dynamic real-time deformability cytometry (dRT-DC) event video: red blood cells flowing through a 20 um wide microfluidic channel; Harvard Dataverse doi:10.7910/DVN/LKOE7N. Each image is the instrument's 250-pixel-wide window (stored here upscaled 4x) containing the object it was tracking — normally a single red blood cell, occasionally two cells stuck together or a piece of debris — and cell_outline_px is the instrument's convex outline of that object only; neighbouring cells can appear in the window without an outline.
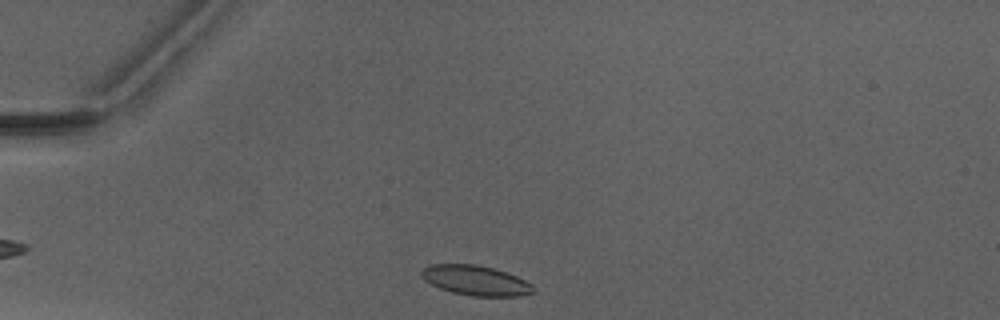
{"species": "Egyptian fruit bat (a non-hibernating species)", "species_latin": "Rousettus aegyptiacus", "temperature_condition": "warm", "stored_images_in_passage": 30, "camera_frame_rate_fps": 3000, "um_per_image_px": 0.085, "animal": {"sex": "male"}, "frame": {"image": 1, "passage_image": 1, "time_ms": 0.0, "image_size_px": [1000, 320], "cell_outline_px": [[536, 288], [532, 292], [516, 296], [472, 296], [452, 292], [440, 288], [424, 280], [420, 276], [420, 272], [424, 268], [432, 264], [476, 264], [492, 268], [516, 276], [532, 284]], "centroid_in_image_um": [40.4, 23.83], "position_along_channel_um": 44.6, "area_um2": 19.31}}
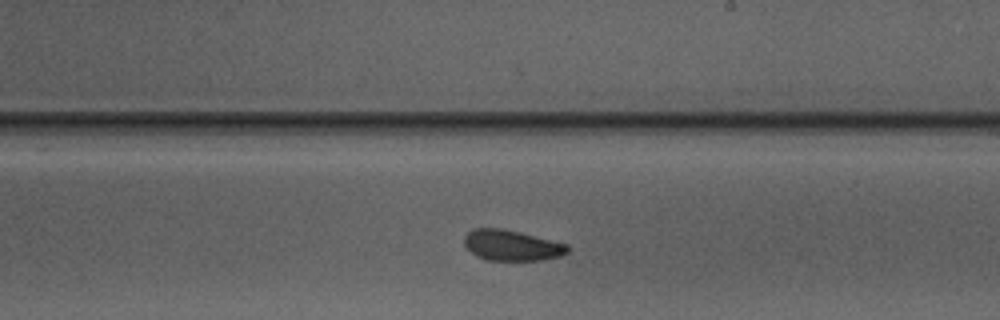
{"frame": {"image": 2, "passage_image": 18, "time_ms": 5.667, "image_size_px": [1000, 320], "cell_outline_px": [[572, 248], [568, 252], [560, 256], [540, 260], [488, 260], [476, 256], [464, 244], [464, 236], [472, 228], [504, 228], [568, 244]], "centroid_in_image_um": [43.51, 20.84], "position_along_channel_um": 245.5, "area_um2": 18.55}}
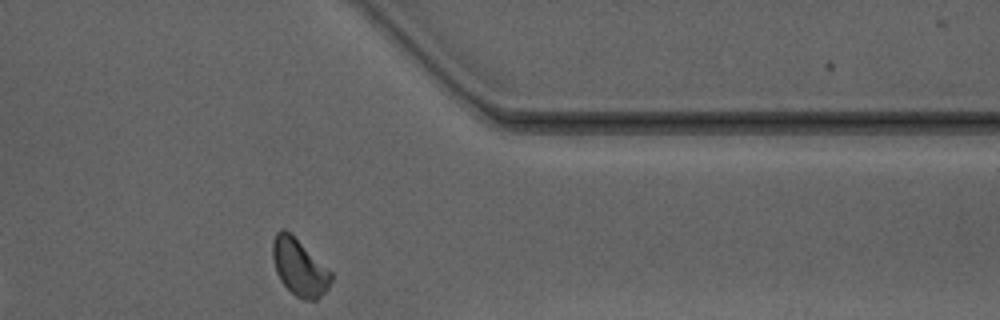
{"frame": {"image": 3, "passage_image": 29, "time_ms": 9.333, "image_size_px": [1000, 320], "cell_outline_px": [[332, 280], [328, 288], [316, 300], [304, 300], [296, 296], [280, 280], [276, 272], [272, 256], [272, 240], [276, 232], [280, 228], [284, 228], [332, 272]], "centroid_in_image_um": [25.42, 22.72], "position_along_channel_um": 386.0, "area_um2": 19.07}, "authors_computed_cell_mechanics": {"area_um2": 19.2763, "velocity_mm_per_s": 4.0871, "shape_relaxation_time_tau1_ms": 2.9614, "shape_relaxation_time_tau2_ms": 1.9435, "deformation_change_tau1": 0.0721, "deformation_change_tau2": 0.0593}}